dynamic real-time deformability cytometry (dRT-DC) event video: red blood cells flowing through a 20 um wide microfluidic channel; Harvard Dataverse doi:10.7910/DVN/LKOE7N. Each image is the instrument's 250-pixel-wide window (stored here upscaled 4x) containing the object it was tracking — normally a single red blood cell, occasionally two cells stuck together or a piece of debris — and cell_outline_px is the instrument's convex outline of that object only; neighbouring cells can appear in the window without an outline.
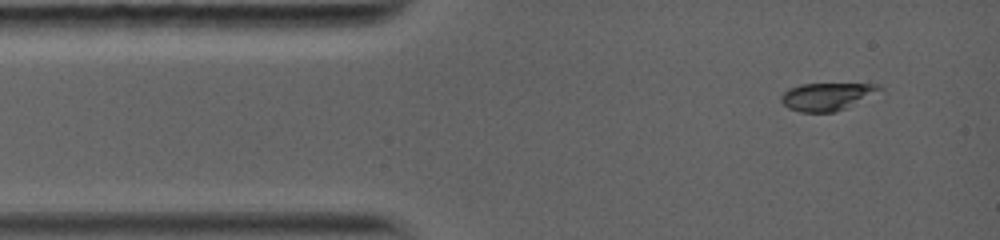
{"species": "common noctule bat (a hibernating species)", "species_latin": "Nyctalus noctula", "temperature_condition": "warm", "stored_images_in_passage": 15, "camera_frame_rate_fps": 5000, "um_per_image_px": 0.085, "animal": {"sex": "female", "body_mass_g": 19.0, "forearm_length_mm": 56.7}, "frame": {"image": 1, "passage_image": 1, "time_ms": 0.0, "image_size_px": [1000, 240], "cell_outline_px": [[880, 88], [844, 108], [832, 112], [800, 112], [788, 108], [784, 104], [784, 92], [792, 88], [804, 84], [868, 84]], "centroid_in_image_um": [70.15, 8.22], "position_along_channel_um": 14.8, "area_um2": 14.57}}
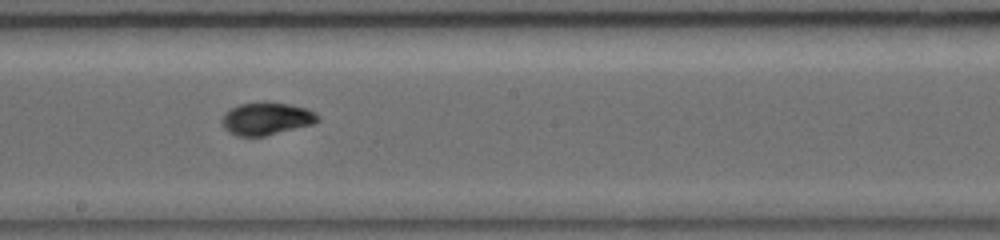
{"frame": {"image": 2, "passage_image": 7, "time_ms": 6.4, "image_size_px": [1000, 240], "cell_outline_px": [[316, 120], [312, 124], [264, 136], [236, 136], [228, 132], [224, 128], [224, 116], [232, 108], [240, 104], [284, 104], [304, 108], [312, 112], [316, 116]], "centroid_in_image_um": [22.6, 10.13], "position_along_channel_um": 225.6, "area_um2": 16.99}}
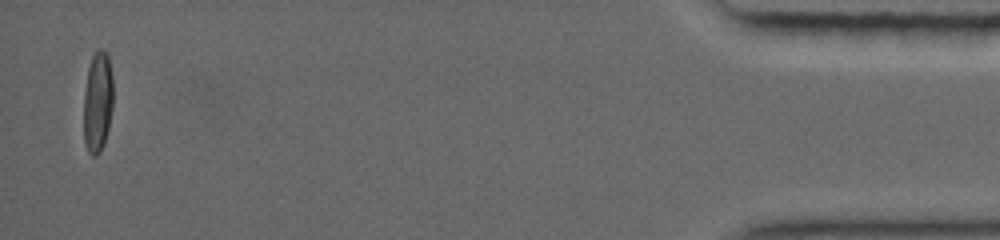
{"frame": {"image": 3, "passage_image": 15, "time_ms": 14.2, "image_size_px": [1000, 240], "cell_outline_px": [[112, 104], [108, 128], [100, 152], [92, 156], [88, 152], [84, 140], [84, 100], [88, 72], [92, 56], [96, 52], [104, 52], [108, 60], [112, 84]], "centroid_in_image_um": [8.28, 8.75], "position_along_channel_um": 426.9, "area_um2": 16.42}, "authors_computed_cell_mechanics": {"area_um2": 16.4152, "velocity_mm_per_s": 4.0795, "shape_relaxation_time_tau1_ms": 9.141, "shape_relaxation_time_tau2_ms": null, "deformation_change_tau1": 0.2873, "deformation_change_tau2": null}}